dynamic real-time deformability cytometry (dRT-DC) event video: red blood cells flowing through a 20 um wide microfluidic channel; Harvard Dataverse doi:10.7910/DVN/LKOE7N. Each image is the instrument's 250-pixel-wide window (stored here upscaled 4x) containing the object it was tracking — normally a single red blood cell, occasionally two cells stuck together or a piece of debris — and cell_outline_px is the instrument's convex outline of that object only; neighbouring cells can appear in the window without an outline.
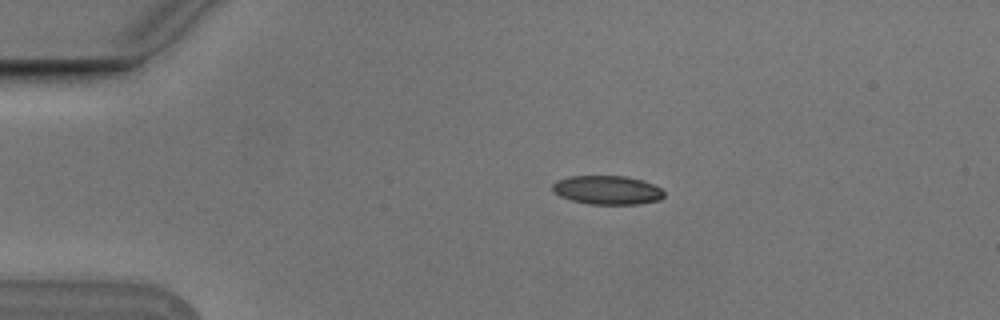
{"species": "Egyptian fruit bat (a non-hibernating species)", "species_latin": "Rousettus aegyptiacus", "temperature_condition": "cold", "stored_images_in_passage": 6, "camera_frame_rate_fps": 3000, "um_per_image_px": 0.085, "animal": {"sex": "male"}, "frame": {"image": 1, "passage_image": 3, "time_ms": 0.667, "image_size_px": [1000, 320], "cell_outline_px": [[664, 196], [660, 200], [640, 204], [588, 204], [572, 200], [560, 196], [552, 192], [552, 184], [556, 180], [568, 176], [624, 176], [644, 180], [660, 188], [664, 192]], "centroid_in_image_um": [51.6, 16.15], "position_along_channel_um": 33.4, "area_um2": 18.9}}